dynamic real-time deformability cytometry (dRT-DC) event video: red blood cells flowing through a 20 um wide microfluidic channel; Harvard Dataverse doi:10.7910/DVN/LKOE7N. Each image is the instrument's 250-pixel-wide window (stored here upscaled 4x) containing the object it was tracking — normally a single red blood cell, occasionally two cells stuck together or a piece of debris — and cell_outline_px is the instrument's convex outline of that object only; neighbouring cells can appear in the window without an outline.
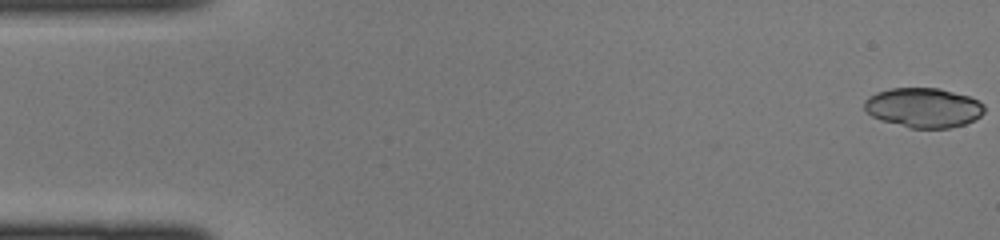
{"species": "common noctule bat (a hibernating species)", "species_latin": "Nyctalus noctula", "temperature_condition": "cold", "stored_images_in_passage": 44, "camera_frame_rate_fps": 3000, "um_per_image_px": 0.085, "animal": {"sex": "female", "body_mass_g": 22.0, "forearm_length_mm": 56.7}, "frame": {"image": 1, "passage_image": 1, "time_ms": 0.0, "image_size_px": [1000, 240], "cell_outline_px": [[984, 112], [976, 120], [964, 124], [948, 128], [912, 128], [880, 120], [872, 116], [864, 108], [864, 100], [868, 96], [876, 92], [888, 88], [940, 88], [968, 96], [984, 104]], "centroid_in_image_um": [78.48, 9.14], "position_along_channel_um": 6.5, "area_um2": 27.8}}